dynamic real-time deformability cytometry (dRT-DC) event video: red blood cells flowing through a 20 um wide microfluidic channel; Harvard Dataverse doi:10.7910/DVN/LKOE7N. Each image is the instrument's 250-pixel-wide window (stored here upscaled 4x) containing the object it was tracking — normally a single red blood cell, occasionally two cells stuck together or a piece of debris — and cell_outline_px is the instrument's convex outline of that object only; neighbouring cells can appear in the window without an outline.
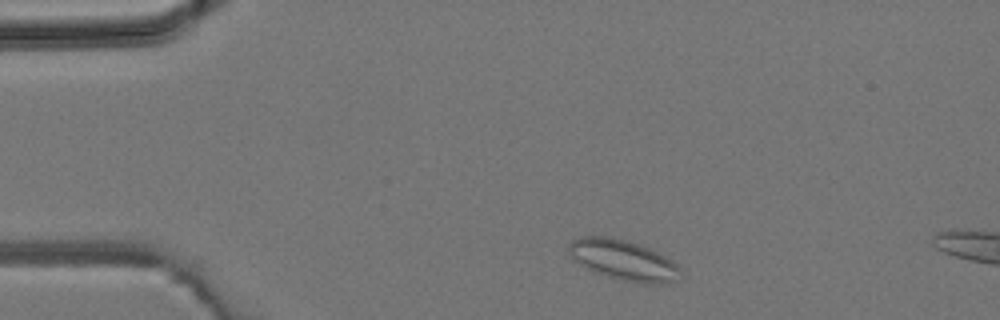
{"species": "common noctule bat (a hibernating species)", "species_latin": "Nyctalus noctula", "temperature_condition": "room temperature", "stored_images_in_passage": 7, "camera_frame_rate_fps": 3000, "um_per_image_px": 0.085, "animal": {"sex": "male", "body_mass_g": 19.2, "forearm_length_mm": 51.8}, "frame": {"image": 1, "passage_image": 3, "time_ms": 0.667, "image_size_px": [1000, 320], "cell_outline_px": [[680, 272], [676, 280], [668, 284], [644, 284], [624, 280], [608, 276], [596, 272], [572, 260], [568, 252], [568, 244], [572, 240], [580, 236], [612, 236], [628, 240], [640, 244], [672, 260], [680, 268]], "centroid_in_image_um": [52.96, 22.09], "position_along_channel_um": 32.0, "area_um2": 26.36}}